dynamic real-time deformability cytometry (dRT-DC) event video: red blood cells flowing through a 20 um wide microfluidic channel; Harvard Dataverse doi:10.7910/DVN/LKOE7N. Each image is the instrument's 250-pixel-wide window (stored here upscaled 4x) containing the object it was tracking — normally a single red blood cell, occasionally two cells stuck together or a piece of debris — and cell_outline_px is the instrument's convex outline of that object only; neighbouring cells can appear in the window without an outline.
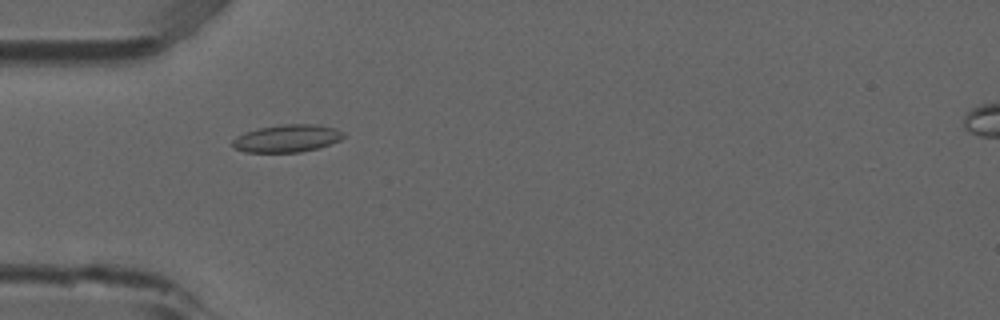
{"species": "common noctule bat (a hibernating species)", "species_latin": "Nyctalus noctula", "temperature_condition": "room temperature", "stored_images_in_passage": 3, "camera_frame_rate_fps": 3000, "um_per_image_px": 0.085, "animal": {"sex": "male", "forearm_length_mm": 52.5}, "frame": {"image": 1, "passage_image": 2, "time_ms": 0.333, "image_size_px": [1000, 320], "cell_outline_px": [[344, 136], [340, 140], [316, 148], [300, 152], [244, 152], [236, 148], [232, 144], [232, 140], [236, 136], [244, 132], [260, 128], [280, 124], [316, 124], [336, 128], [344, 132]], "centroid_in_image_um": [24.39, 11.75], "position_along_channel_um": 60.6, "area_um2": 17.74}}
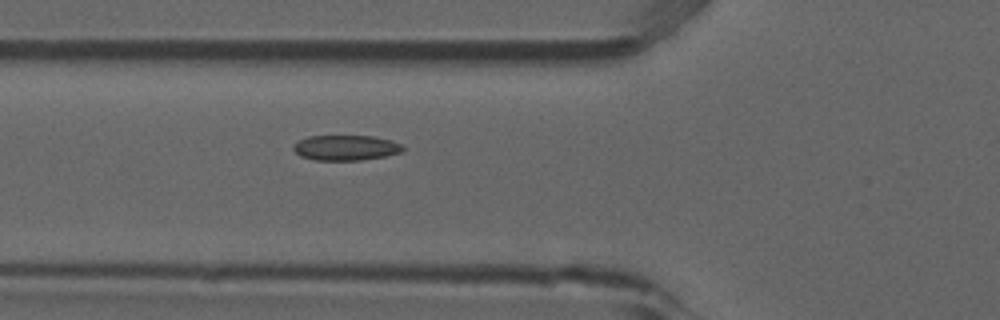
{"frame": {"image": 2, "passage_image": 3, "time_ms": 0.667, "image_size_px": [1000, 320], "cell_outline_px": [[404, 148], [400, 152], [384, 156], [360, 160], [316, 160], [300, 156], [292, 148], [300, 140], [308, 136], [372, 136], [392, 140], [400, 144]], "centroid_in_image_um": [29.39, 12.55], "position_along_channel_um": 96.4, "area_um2": 15.9}}